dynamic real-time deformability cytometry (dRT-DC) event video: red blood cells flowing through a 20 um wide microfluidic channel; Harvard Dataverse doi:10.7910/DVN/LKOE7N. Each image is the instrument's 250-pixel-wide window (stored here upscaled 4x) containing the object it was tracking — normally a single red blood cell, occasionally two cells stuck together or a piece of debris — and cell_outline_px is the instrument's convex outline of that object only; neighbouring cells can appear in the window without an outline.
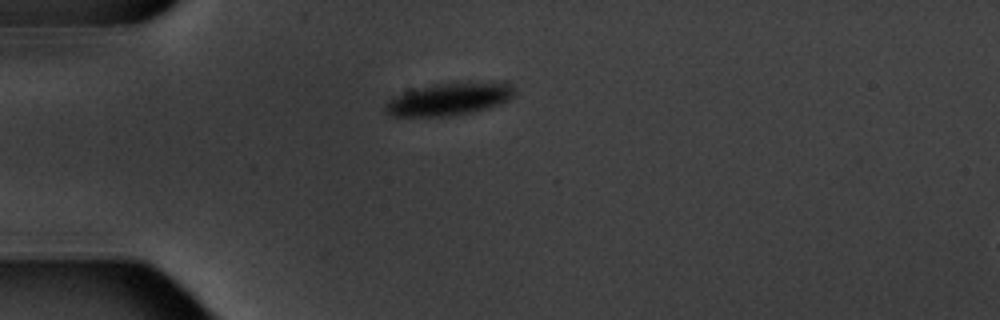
{"species": "common noctule bat (a hibernating species)", "species_latin": "Nyctalus noctula", "temperature_condition": "warm", "stored_images_in_passage": 6, "camera_frame_rate_fps": 3000, "um_per_image_px": 0.085, "animal": {"sex": "male", "body_mass_g": 20.1, "forearm_length_mm": 53.5}, "frame": {"image": 1, "passage_image": 1, "time_ms": 0.0, "image_size_px": [1000, 320], "cell_outline_px": [[516, 96], [508, 100], [488, 108], [472, 112], [448, 116], [392, 116], [384, 112], [384, 104], [392, 96], [404, 88], [432, 84], [500, 80], [512, 80], [516, 88]], "centroid_in_image_um": [38.21, 8.36], "position_along_channel_um": 46.8, "area_um2": 25.89}}
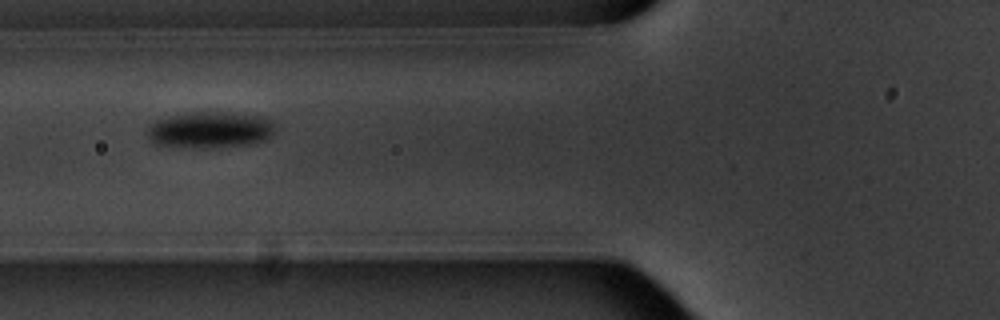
{"frame": {"image": 2, "passage_image": 3, "time_ms": 2.333, "image_size_px": [1000, 320], "cell_outline_px": [[272, 132], [264, 140], [252, 144], [208, 148], [180, 148], [156, 144], [148, 136], [148, 128], [156, 120], [168, 116], [192, 112], [228, 112], [268, 116], [272, 120]], "centroid_in_image_um": [17.85, 11.04], "position_along_channel_um": 107.9, "area_um2": 27.28}}